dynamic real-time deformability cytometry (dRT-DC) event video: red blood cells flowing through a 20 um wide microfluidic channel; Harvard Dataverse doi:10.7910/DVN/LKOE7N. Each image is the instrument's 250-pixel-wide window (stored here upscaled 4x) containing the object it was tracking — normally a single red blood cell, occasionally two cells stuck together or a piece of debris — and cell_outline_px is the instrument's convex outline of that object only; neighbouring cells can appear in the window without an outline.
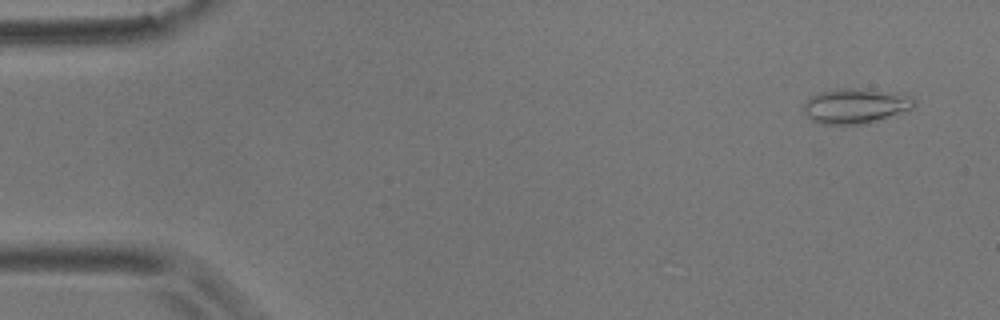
{"species": "common noctule bat (a hibernating species)", "species_latin": "Nyctalus noctula", "temperature_condition": "room temperature", "stored_images_in_passage": 15, "camera_frame_rate_fps": 3000, "um_per_image_px": 0.085, "animal": {"sex": "male", "body_mass_g": 17.9}, "frame": {"image": 1, "passage_image": 3, "time_ms": 0.667, "image_size_px": [1000, 320], "cell_outline_px": [[916, 104], [912, 108], [864, 124], [820, 124], [812, 120], [804, 112], [804, 104], [812, 96], [820, 92], [840, 88], [860, 88], [904, 92], [912, 96], [916, 100]], "centroid_in_image_um": [72.77, 8.97], "position_along_channel_um": 12.2, "area_um2": 22.66}}